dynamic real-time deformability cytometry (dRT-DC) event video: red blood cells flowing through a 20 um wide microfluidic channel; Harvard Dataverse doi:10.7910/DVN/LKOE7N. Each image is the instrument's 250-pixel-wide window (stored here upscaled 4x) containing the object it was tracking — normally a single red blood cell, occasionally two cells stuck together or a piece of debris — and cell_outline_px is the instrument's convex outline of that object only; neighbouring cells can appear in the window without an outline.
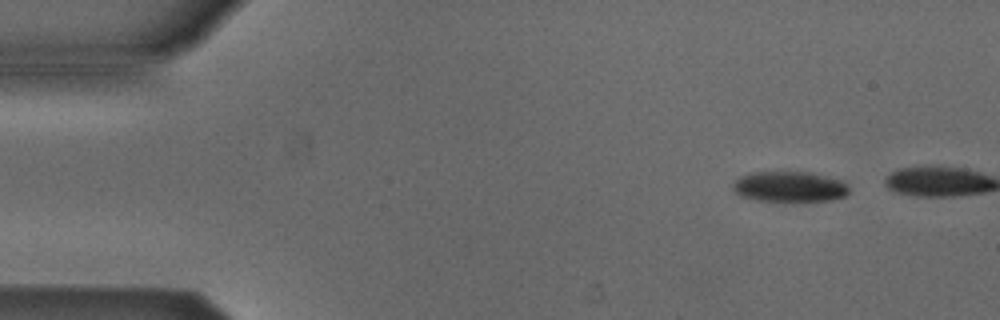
{"species": "Egyptian fruit bat (a non-hibernating species)", "species_latin": "Rousettus aegyptiacus", "temperature_condition": "cold", "stored_images_in_passage": 3, "camera_frame_rate_fps": 3000, "um_per_image_px": 0.085, "animal": {"sex": "male"}, "frame": {"image": 1, "passage_image": 1, "time_ms": 0.0, "image_size_px": [1000, 320], "cell_outline_px": [[848, 192], [844, 196], [832, 200], [756, 200], [740, 196], [732, 188], [732, 184], [740, 176], [752, 172], [812, 172], [844, 180], [848, 184]], "centroid_in_image_um": [67.13, 15.84], "position_along_channel_um": 17.9, "area_um2": 20.58}}